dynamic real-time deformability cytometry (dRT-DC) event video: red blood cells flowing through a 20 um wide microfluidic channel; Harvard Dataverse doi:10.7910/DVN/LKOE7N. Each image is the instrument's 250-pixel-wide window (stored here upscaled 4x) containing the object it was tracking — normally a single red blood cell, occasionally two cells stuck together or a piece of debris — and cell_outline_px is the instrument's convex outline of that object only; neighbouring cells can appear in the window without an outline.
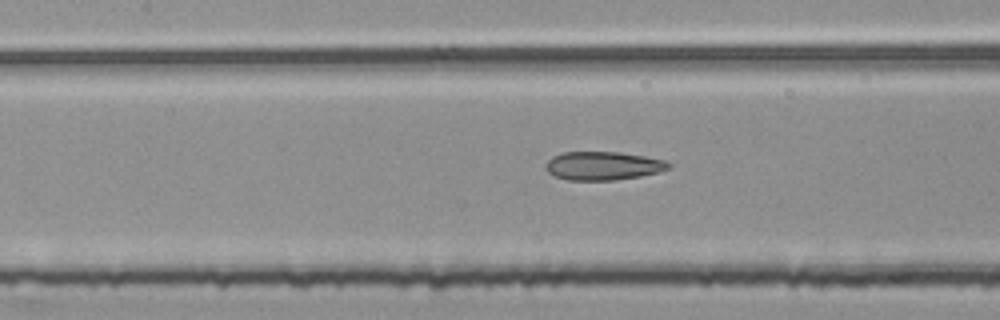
{"species": "common noctule bat (a hibernating species)", "species_latin": "Nyctalus noctula", "temperature_condition": "room temperature", "stored_images_in_passage": 48, "camera_frame_rate_fps": 3000, "um_per_image_px": 0.085, "animal": {"sex": "female", "body_mass_g": 25.1}, "frame": {"image": 1, "passage_image": 18, "time_ms": 5.667, "image_size_px": [1000, 320], "cell_outline_px": [[672, 164], [668, 168], [660, 172], [640, 176], [616, 180], [568, 180], [556, 176], [548, 172], [544, 168], [544, 164], [552, 156], [564, 152], [620, 152], [644, 156], [664, 160]], "centroid_in_image_um": [51.24, 14.09], "position_along_channel_um": 156.2, "area_um2": 20.46}}
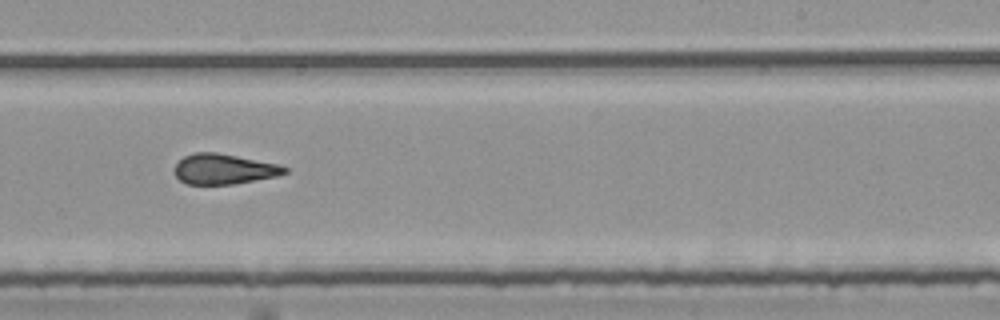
{"frame": {"image": 2, "passage_image": 27, "time_ms": 8.667, "image_size_px": [1000, 320], "cell_outline_px": [[288, 172], [276, 176], [232, 184], [188, 184], [180, 180], [176, 176], [176, 164], [184, 156], [196, 152], [216, 152], [280, 164], [288, 168]], "centroid_in_image_um": [19.06, 14.36], "position_along_channel_um": 269.9, "area_um2": 19.25}}
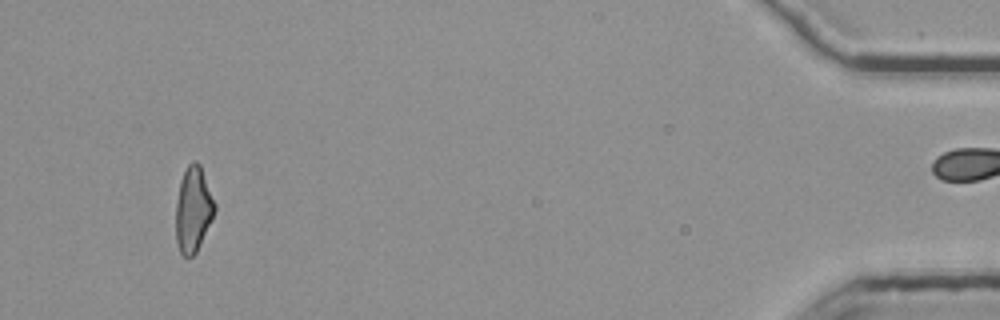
{"frame": {"image": 3, "passage_image": 45, "time_ms": 14.667, "image_size_px": [1000, 320], "cell_outline_px": [[216, 208], [212, 220], [196, 252], [188, 260], [180, 252], [176, 240], [176, 204], [180, 180], [188, 164], [192, 160], [196, 160], [200, 164], [216, 204]], "centroid_in_image_um": [16.43, 17.8], "position_along_channel_um": 418.8, "area_um2": 19.42}, "authors_computed_cell_mechanics": {"area_um2": 20.1722, "velocity_mm_per_s": 3.8097, "shape_relaxation_time_tau1_ms": 7.6094, "shape_relaxation_time_tau2_ms": 2.4559, "deformation_change_tau1": 0.1968, "deformation_change_tau2": 0.1294}}